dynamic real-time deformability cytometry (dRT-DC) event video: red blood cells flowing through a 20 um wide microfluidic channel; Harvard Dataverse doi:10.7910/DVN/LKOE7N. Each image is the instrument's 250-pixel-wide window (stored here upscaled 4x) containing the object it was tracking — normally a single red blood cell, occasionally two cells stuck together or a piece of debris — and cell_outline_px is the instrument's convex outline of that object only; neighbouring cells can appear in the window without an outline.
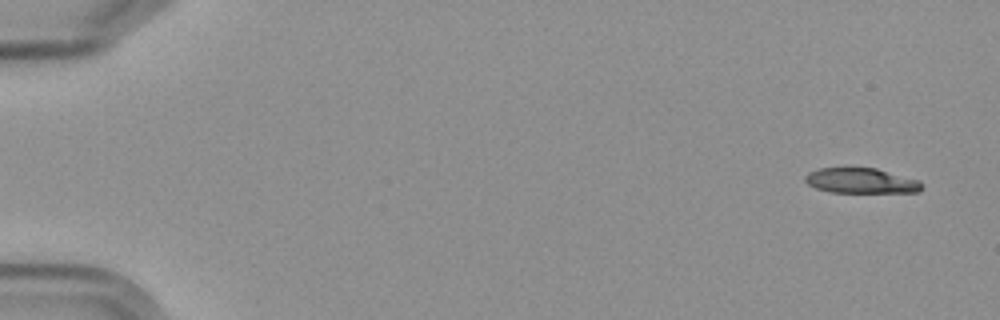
{"species": "Egyptian fruit bat (a non-hibernating species)", "species_latin": "Rousettus aegyptiacus", "temperature_condition": "cold", "stored_images_in_passage": 13, "camera_frame_rate_fps": 3000, "um_per_image_px": 0.085, "frame": {"image": 1, "passage_image": 1, "time_ms": 0.0, "image_size_px": [1000, 320], "cell_outline_px": [[924, 188], [920, 192], [828, 192], [816, 188], [808, 184], [804, 180], [804, 176], [808, 172], [820, 168], [876, 168], [920, 180], [924, 184]], "centroid_in_image_um": [73.22, 15.36], "position_along_channel_um": 11.8, "area_um2": 17.28}}
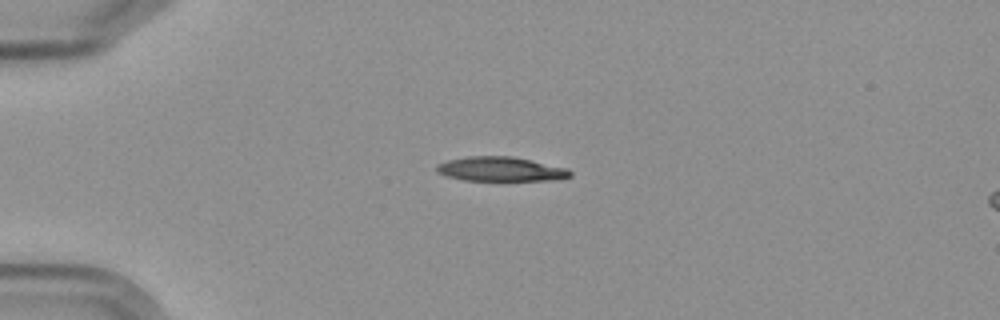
{"frame": {"image": 2, "passage_image": 4, "time_ms": 4.0, "image_size_px": [1000, 320], "cell_outline_px": [[572, 176], [548, 180], [464, 180], [444, 176], [436, 172], [436, 164], [448, 160], [468, 156], [512, 156], [568, 168], [572, 172]], "centroid_in_image_um": [42.51, 14.37], "position_along_channel_um": 42.5, "area_um2": 18.96}}
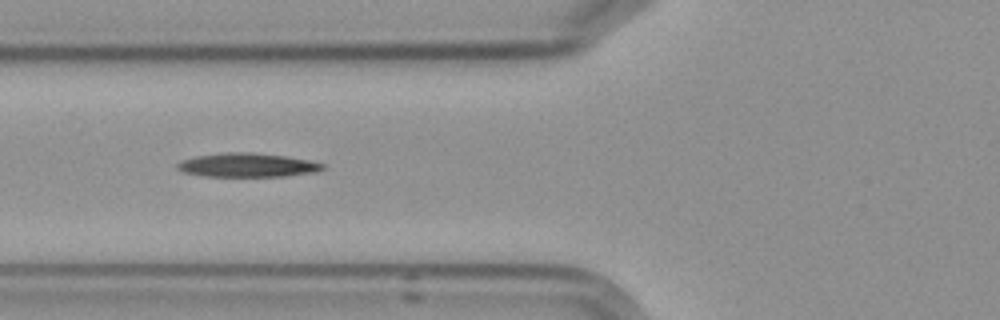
{"frame": {"image": 3, "passage_image": 6, "time_ms": 6.667, "image_size_px": [1000, 320], "cell_outline_px": [[324, 168], [316, 172], [284, 176], [200, 176], [184, 172], [176, 168], [176, 164], [184, 160], [196, 156], [228, 152], [252, 152], [284, 156], [308, 160], [324, 164]], "centroid_in_image_um": [21.01, 14.03], "position_along_channel_um": 104.8, "area_um2": 20.06}, "authors_computed_cell_mechanics": {"area_um2": 19.3052, "velocity_mm_per_s": 3.5679, "shape_relaxation_time_tau1_ms": 5.3461, "shape_relaxation_time_tau2_ms": null, "deformation_change_tau1": 0.1224, "deformation_change_tau2": null}}